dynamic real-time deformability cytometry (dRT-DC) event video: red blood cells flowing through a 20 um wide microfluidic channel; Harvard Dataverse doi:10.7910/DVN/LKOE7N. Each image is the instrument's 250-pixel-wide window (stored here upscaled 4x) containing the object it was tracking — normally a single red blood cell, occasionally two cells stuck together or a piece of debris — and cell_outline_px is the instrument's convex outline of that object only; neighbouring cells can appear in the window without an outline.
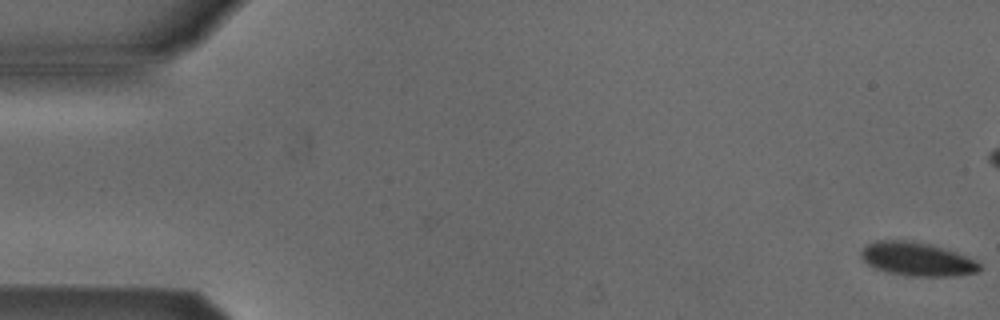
{"species": "Egyptian fruit bat (a non-hibernating species)", "species_latin": "Rousettus aegyptiacus", "temperature_condition": "cold", "stored_images_in_passage": 54, "camera_frame_rate_fps": 3000, "um_per_image_px": 0.085, "animal": {"sex": "male"}, "frame": {"image": 1, "passage_image": 1, "time_ms": 0.0, "image_size_px": [1000, 320], "cell_outline_px": [[980, 272], [952, 276], [908, 276], [888, 272], [876, 268], [868, 264], [860, 256], [860, 252], [868, 244], [876, 240], [912, 240], [928, 244], [956, 252], [976, 260], [980, 264]], "centroid_in_image_um": [77.96, 22.02], "position_along_channel_um": 7.0, "area_um2": 23.12}}
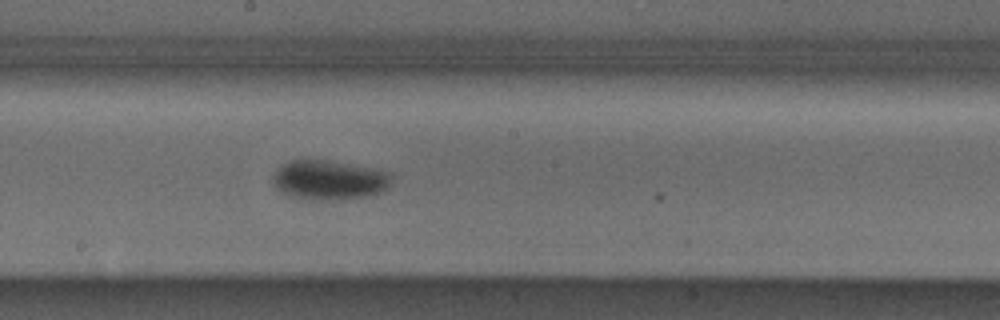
{"frame": {"image": 2, "passage_image": 29, "time_ms": 9.333, "image_size_px": [1000, 320], "cell_outline_px": [[392, 176], [388, 188], [380, 192], [364, 196], [328, 200], [324, 200], [292, 196], [276, 188], [272, 180], [272, 176], [284, 164], [292, 160], [328, 160], [392, 172]], "centroid_in_image_um": [28.01, 15.28], "position_along_channel_um": 220.2, "area_um2": 26.76}}
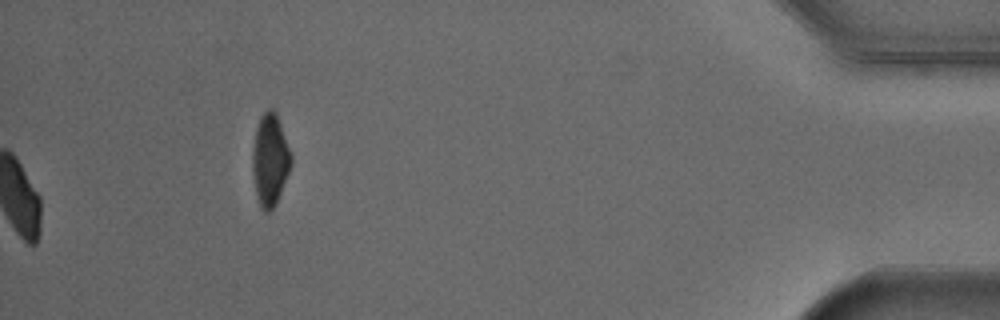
{"frame": {"image": 3, "passage_image": 54, "time_ms": 17.667, "image_size_px": [1000, 320], "cell_outline_px": [[292, 164], [276, 204], [268, 212], [264, 212], [260, 208], [256, 196], [252, 172], [252, 152], [256, 128], [260, 116], [268, 108], [272, 108], [276, 112], [292, 156]], "centroid_in_image_um": [22.94, 13.6], "position_along_channel_um": 412.3, "area_um2": 20.81}, "authors_computed_cell_mechanics": {"area_um2": 24.1604, "velocity_mm_per_s": 3.8652, "shape_relaxation_time_tau1_ms": 1.673, "shape_relaxation_time_tau2_ms": null, "deformation_change_tau1": 0.0671, "deformation_change_tau2": null}}